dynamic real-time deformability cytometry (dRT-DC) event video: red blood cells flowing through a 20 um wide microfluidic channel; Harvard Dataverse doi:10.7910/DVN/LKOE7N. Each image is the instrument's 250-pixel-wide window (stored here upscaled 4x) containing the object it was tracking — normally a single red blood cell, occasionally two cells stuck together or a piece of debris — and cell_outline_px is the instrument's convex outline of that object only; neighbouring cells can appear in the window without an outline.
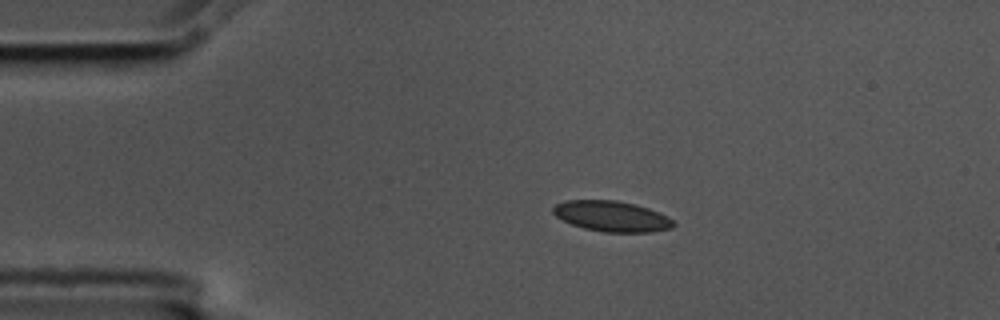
{"species": "common noctule bat (a hibernating species)", "species_latin": "Nyctalus noctula", "temperature_condition": "cold", "stored_images_in_passage": 5, "camera_frame_rate_fps": 3000, "um_per_image_px": 0.085, "animal": {"sex": "male", "body_mass_g": 17.5, "forearm_length_mm": 52.3}, "frame": {"image": 1, "passage_image": 3, "time_ms": 0.667, "image_size_px": [1000, 320], "cell_outline_px": [[676, 224], [672, 228], [652, 232], [604, 232], [584, 228], [572, 224], [556, 216], [552, 212], [552, 208], [556, 204], [564, 200], [616, 200], [648, 208], [668, 216]], "centroid_in_image_um": [52.0, 18.38], "position_along_channel_um": 33.0, "area_um2": 21.39}}